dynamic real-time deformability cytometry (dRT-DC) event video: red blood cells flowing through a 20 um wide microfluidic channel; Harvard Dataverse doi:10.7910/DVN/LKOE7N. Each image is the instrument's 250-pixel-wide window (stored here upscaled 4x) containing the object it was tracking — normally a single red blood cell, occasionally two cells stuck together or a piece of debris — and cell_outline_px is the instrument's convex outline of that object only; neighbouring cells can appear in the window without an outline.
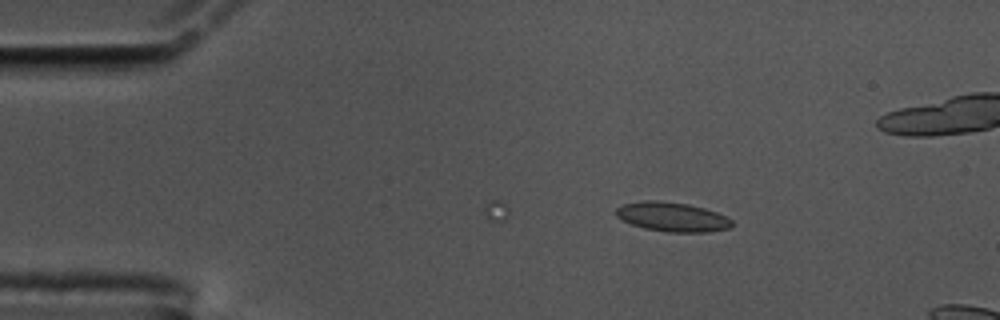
{"species": "common noctule bat (a hibernating species)", "species_latin": "Nyctalus noctula", "temperature_condition": "cold", "stored_images_in_passage": 9, "camera_frame_rate_fps": 3000, "um_per_image_px": 0.085, "animal": {"sex": "male", "body_mass_g": 17.5, "forearm_length_mm": 52.3}, "frame": {"image": 1, "passage_image": 1, "time_ms": 0.0, "image_size_px": [1000, 320], "cell_outline_px": [[732, 224], [728, 228], [708, 232], [668, 232], [644, 228], [632, 224], [616, 216], [616, 208], [624, 204], [644, 200], [656, 200], [688, 204], [704, 208], [716, 212], [732, 220]], "centroid_in_image_um": [57.13, 18.43], "position_along_channel_um": 27.9, "area_um2": 19.59}}